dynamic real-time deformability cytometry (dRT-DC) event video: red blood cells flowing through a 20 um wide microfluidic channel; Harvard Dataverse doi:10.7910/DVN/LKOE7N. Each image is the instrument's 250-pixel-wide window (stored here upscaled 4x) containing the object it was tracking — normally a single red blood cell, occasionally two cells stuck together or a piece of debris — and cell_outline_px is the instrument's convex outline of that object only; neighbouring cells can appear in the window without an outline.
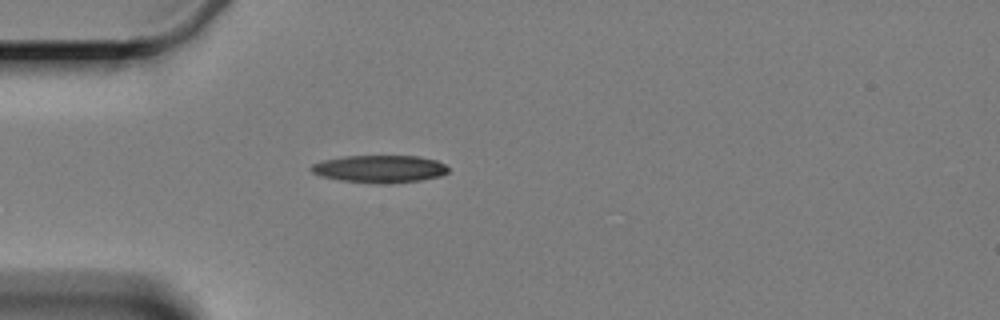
{"species": "Egyptian fruit bat (a non-hibernating species)", "species_latin": "Rousettus aegyptiacus", "temperature_condition": "cold", "stored_images_in_passage": 5, "camera_frame_rate_fps": 3000, "um_per_image_px": 0.085, "animal": {"sex": "female"}, "frame": {"image": 1, "passage_image": 4, "time_ms": 3.667, "image_size_px": [1000, 320], "cell_outline_px": [[448, 172], [440, 176], [420, 180], [340, 180], [320, 176], [312, 172], [308, 168], [312, 164], [324, 160], [344, 156], [420, 156], [436, 160], [444, 164], [448, 168]], "centroid_in_image_um": [32.25, 14.29], "position_along_channel_um": 52.8, "area_um2": 20.75}}